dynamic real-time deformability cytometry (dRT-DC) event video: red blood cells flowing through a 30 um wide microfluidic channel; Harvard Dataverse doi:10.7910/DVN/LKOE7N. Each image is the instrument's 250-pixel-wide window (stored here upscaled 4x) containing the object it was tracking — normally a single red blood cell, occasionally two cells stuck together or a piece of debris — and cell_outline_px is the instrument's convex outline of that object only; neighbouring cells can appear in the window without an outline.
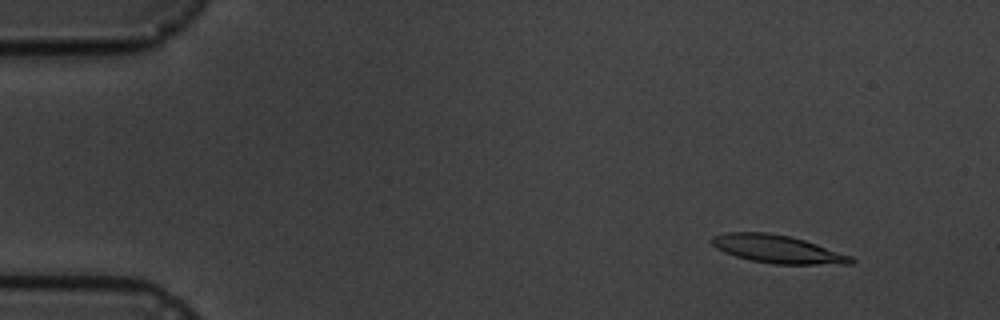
{"species": "common noctule bat (a hibernating species)", "species_latin": "Nyctalus noctula", "temperature_condition": "cold", "stored_images_in_passage": 5, "segment_of_instrument_passage": [1, 2], "camera_frame_rate_fps": 3000, "um_per_image_px": 0.085, "animal": {"sex": "male", "body_mass_g": 19.5, "forearm_length_mm": 54.6}, "frame": {"image": 1, "passage_image": 1, "time_ms": 0.0, "image_size_px": [1000, 320], "cell_outline_px": [[856, 260], [852, 264], [772, 264], [752, 260], [736, 256], [724, 252], [716, 248], [708, 240], [712, 236], [724, 232], [768, 232], [788, 236], [804, 240], [852, 256]], "centroid_in_image_um": [66.05, 21.17], "position_along_channel_um": 18.9, "area_um2": 22.72}}
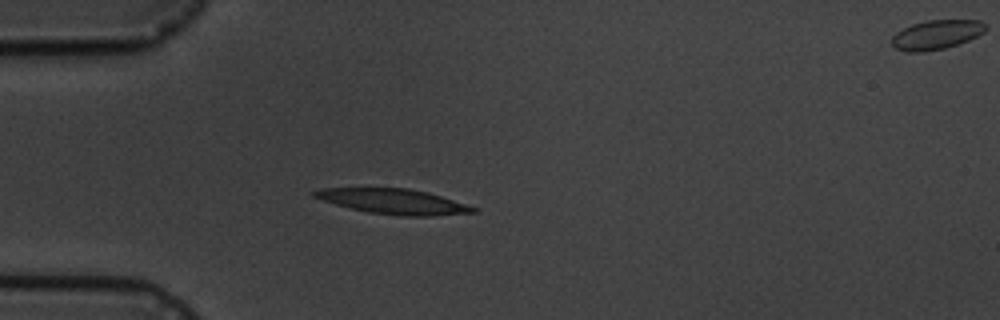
{"frame": {"image": 2, "passage_image": 4, "time_ms": 3.333, "image_size_px": [1000, 320], "cell_outline_px": [[480, 212], [432, 216], [400, 216], [368, 212], [336, 204], [312, 196], [312, 192], [320, 188], [408, 188], [428, 192], [476, 208]], "centroid_in_image_um": [33.45, 17.13], "position_along_channel_um": 51.5, "area_um2": 23.0}}